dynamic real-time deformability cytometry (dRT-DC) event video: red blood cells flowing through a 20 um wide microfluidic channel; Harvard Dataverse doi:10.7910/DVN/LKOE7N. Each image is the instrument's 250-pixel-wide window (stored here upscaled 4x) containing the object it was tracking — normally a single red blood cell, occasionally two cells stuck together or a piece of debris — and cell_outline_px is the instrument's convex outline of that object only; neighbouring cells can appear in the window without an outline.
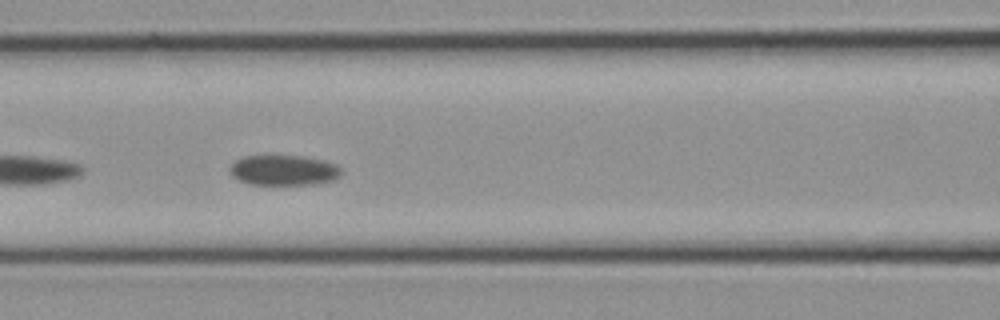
{"species": "common noctule bat (a hibernating species)", "species_latin": "Nyctalus noctula", "temperature_condition": "cold", "stored_images_in_passage": 17, "camera_frame_rate_fps": 3000, "um_per_image_px": 0.085, "animal": {"sex": "female", "body_mass_g": 21.9}, "frame": {"image": 1, "passage_image": 12, "time_ms": 3.667, "image_size_px": [1000, 320], "cell_outline_px": [[344, 172], [336, 180], [312, 184], [252, 184], [240, 180], [232, 176], [228, 168], [236, 160], [244, 156], [304, 156], [324, 160], [336, 164]], "centroid_in_image_um": [24.16, 14.46], "position_along_channel_um": 142.4, "area_um2": 19.71}}
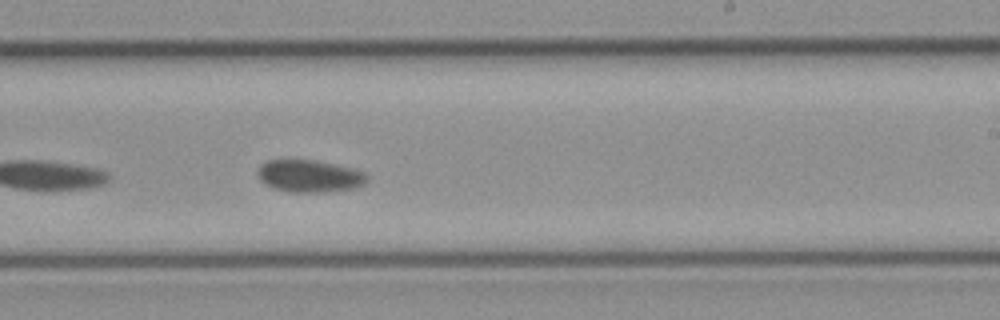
{"frame": {"image": 2, "passage_image": 17, "time_ms": 5.333, "image_size_px": [1000, 320], "cell_outline_px": [[368, 180], [364, 184], [356, 188], [324, 192], [288, 192], [272, 188], [264, 184], [256, 176], [256, 172], [260, 164], [268, 160], [312, 160], [356, 168], [364, 172], [368, 176]], "centroid_in_image_um": [26.29, 14.97], "position_along_channel_um": 262.7, "area_um2": 20.92}}